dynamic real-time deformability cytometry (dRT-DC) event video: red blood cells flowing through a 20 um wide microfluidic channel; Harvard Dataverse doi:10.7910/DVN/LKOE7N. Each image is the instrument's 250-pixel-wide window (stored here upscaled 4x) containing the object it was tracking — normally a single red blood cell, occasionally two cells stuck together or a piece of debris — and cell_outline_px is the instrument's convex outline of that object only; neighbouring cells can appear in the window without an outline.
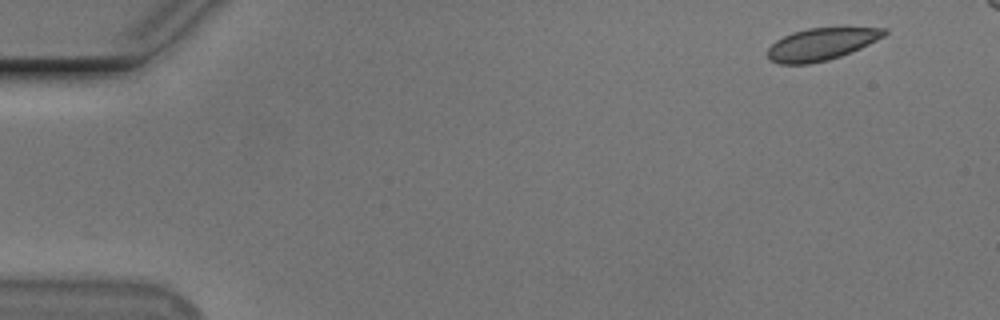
{"species": "Egyptian fruit bat (a non-hibernating species)", "species_latin": "Rousettus aegyptiacus", "temperature_condition": "cold", "stored_images_in_passage": 9, "camera_frame_rate_fps": 3000, "um_per_image_px": 0.085, "animal": {"sex": "male"}, "frame": {"image": 1, "passage_image": 1, "time_ms": 0.0, "image_size_px": [1000, 320], "cell_outline_px": [[888, 32], [884, 36], [860, 48], [840, 56], [828, 60], [808, 64], [780, 64], [768, 60], [768, 48], [776, 40], [792, 32], [808, 28], [888, 28]], "centroid_in_image_um": [69.78, 3.76], "position_along_channel_um": 15.2, "area_um2": 21.73}}
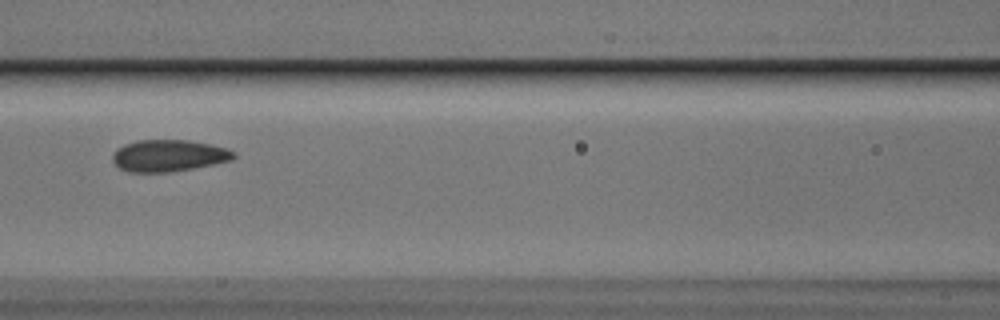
{"frame": {"image": 2, "passage_image": 7, "time_ms": 7.0, "image_size_px": [1000, 320], "cell_outline_px": [[236, 156], [232, 160], [192, 168], [168, 172], [128, 172], [120, 168], [112, 160], [112, 156], [124, 144], [136, 140], [188, 140], [228, 148], [236, 152]], "centroid_in_image_um": [14.36, 13.22], "position_along_channel_um": 152.2, "area_um2": 22.25}}
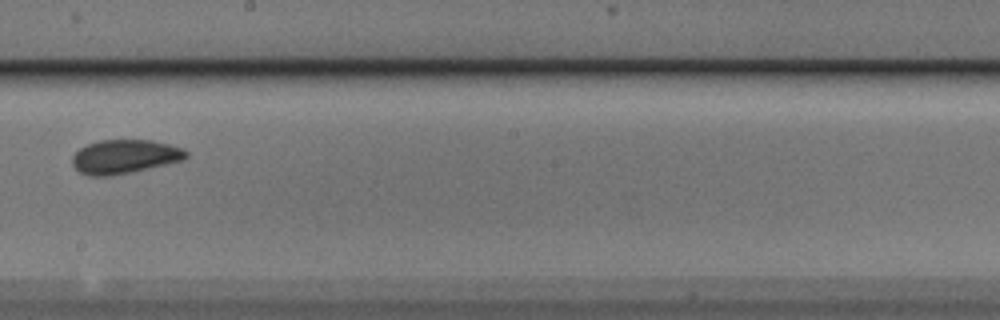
{"frame": {"image": 3, "passage_image": 9, "time_ms": 9.333, "image_size_px": [1000, 320], "cell_outline_px": [[188, 156], [184, 160], [132, 172], [112, 176], [88, 176], [80, 172], [72, 164], [72, 156], [80, 148], [88, 144], [100, 140], [152, 140], [184, 148], [188, 152]], "centroid_in_image_um": [10.61, 13.32], "position_along_channel_um": 237.6, "area_um2": 22.6}}